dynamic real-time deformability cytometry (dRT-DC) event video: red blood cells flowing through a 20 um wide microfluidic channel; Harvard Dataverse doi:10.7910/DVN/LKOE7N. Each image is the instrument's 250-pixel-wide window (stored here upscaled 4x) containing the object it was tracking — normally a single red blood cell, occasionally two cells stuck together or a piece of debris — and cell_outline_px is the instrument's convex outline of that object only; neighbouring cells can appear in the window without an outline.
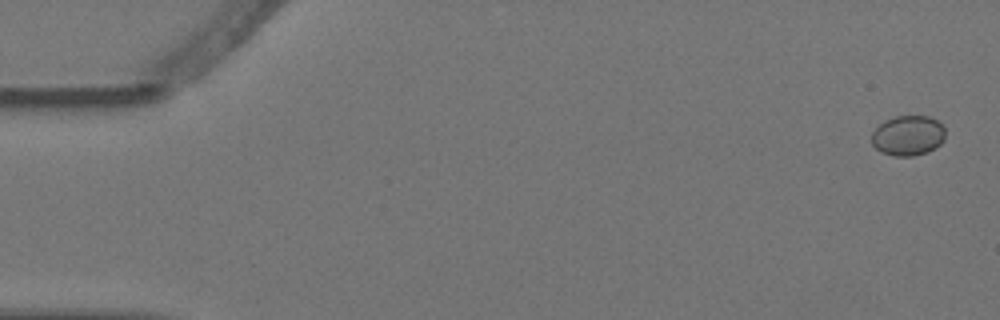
{"species": "Egyptian fruit bat (a non-hibernating species)", "species_latin": "Rousettus aegyptiacus", "temperature_condition": "warm", "stored_images_in_passage": 5, "camera_frame_rate_fps": 3000, "um_per_image_px": 0.085, "animal": {"sex": "female"}, "frame": {"image": 1, "passage_image": 1, "time_ms": 0.0, "image_size_px": [1000, 320], "cell_outline_px": [[944, 140], [936, 148], [928, 152], [912, 156], [892, 156], [880, 152], [872, 144], [872, 132], [884, 120], [896, 116], [928, 116], [936, 120], [944, 128]], "centroid_in_image_um": [77.17, 11.53], "position_along_channel_um": 7.8, "area_um2": 17.28}}
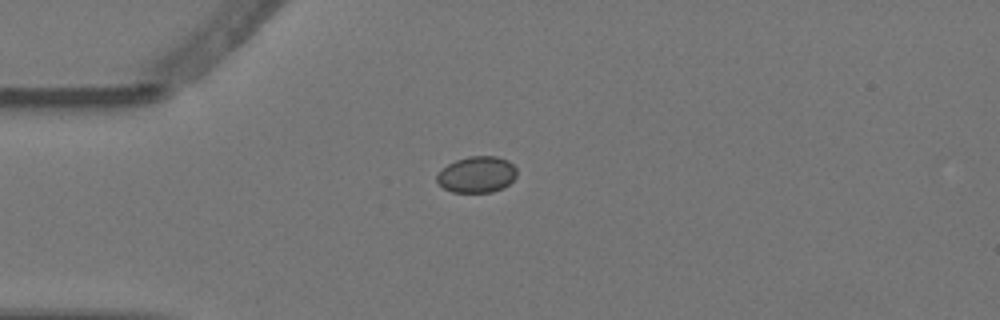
{"frame": {"image": 2, "passage_image": 5, "time_ms": 1.333, "image_size_px": [1000, 320], "cell_outline_px": [[516, 176], [508, 184], [492, 192], [452, 192], [444, 188], [436, 180], [436, 176], [448, 164], [456, 160], [468, 156], [496, 156], [508, 160], [516, 168]], "centroid_in_image_um": [40.53, 14.82], "position_along_channel_um": 44.5, "area_um2": 16.7}}